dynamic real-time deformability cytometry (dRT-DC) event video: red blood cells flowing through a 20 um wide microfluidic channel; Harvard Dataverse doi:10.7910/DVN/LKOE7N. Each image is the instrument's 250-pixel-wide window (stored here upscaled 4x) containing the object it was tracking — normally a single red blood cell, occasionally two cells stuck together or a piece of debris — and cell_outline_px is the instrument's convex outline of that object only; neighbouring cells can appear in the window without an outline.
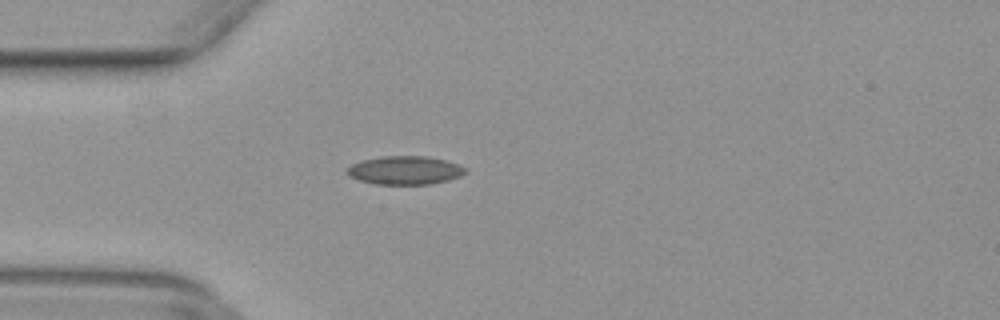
{"species": "common noctule bat (a hibernating species)", "species_latin": "Nyctalus noctula", "temperature_condition": "warm", "stored_images_in_passage": 47, "camera_frame_rate_fps": 3000, "um_per_image_px": 0.085, "animal": {"sex": "female", "body_mass_g": 29.2, "forearm_length_mm": 56.3}, "frame": {"image": 1, "passage_image": 11, "time_ms": 3.333, "image_size_px": [1000, 320], "cell_outline_px": [[460, 172], [452, 176], [440, 180], [420, 184], [384, 184], [364, 180], [352, 176], [348, 172], [348, 168], [356, 164], [368, 160], [400, 156], [412, 156], [440, 160], [452, 164], [460, 168]], "centroid_in_image_um": [34.29, 14.48], "position_along_channel_um": 50.7, "area_um2": 17.11}}
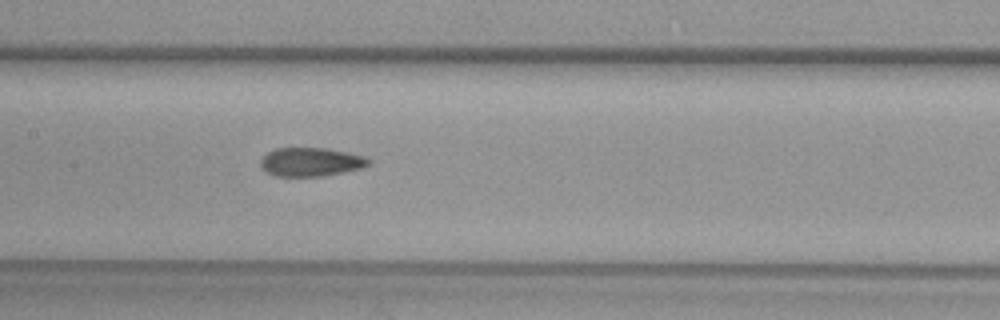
{"frame": {"image": 2, "passage_image": 21, "time_ms": 6.667, "image_size_px": [1000, 320], "cell_outline_px": [[368, 160], [364, 164], [352, 168], [332, 172], [304, 176], [288, 176], [272, 172], [264, 168], [264, 160], [272, 152], [284, 148], [312, 148], [336, 152], [356, 156]], "centroid_in_image_um": [26.3, 13.75], "position_along_channel_um": 181.1, "area_um2": 15.2}}
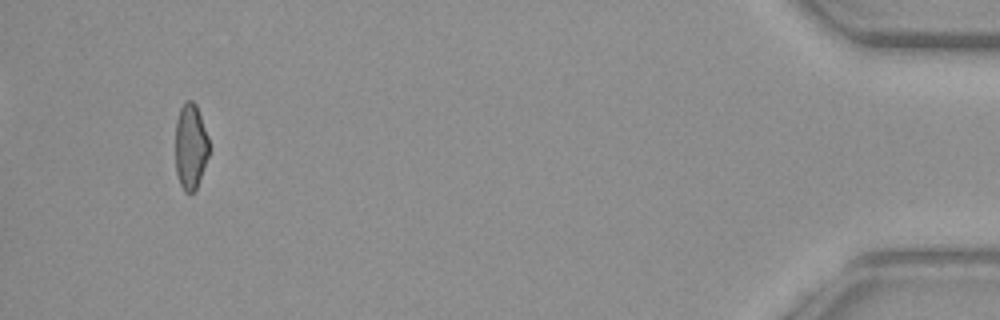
{"frame": {"image": 3, "passage_image": 44, "time_ms": 14.333, "image_size_px": [1000, 320], "cell_outline_px": [[208, 156], [196, 188], [192, 192], [188, 192], [184, 188], [180, 180], [176, 168], [176, 128], [180, 112], [184, 104], [192, 104], [196, 108], [208, 140]], "centroid_in_image_um": [16.2, 12.53], "position_along_channel_um": 419.0, "area_um2": 15.37}}